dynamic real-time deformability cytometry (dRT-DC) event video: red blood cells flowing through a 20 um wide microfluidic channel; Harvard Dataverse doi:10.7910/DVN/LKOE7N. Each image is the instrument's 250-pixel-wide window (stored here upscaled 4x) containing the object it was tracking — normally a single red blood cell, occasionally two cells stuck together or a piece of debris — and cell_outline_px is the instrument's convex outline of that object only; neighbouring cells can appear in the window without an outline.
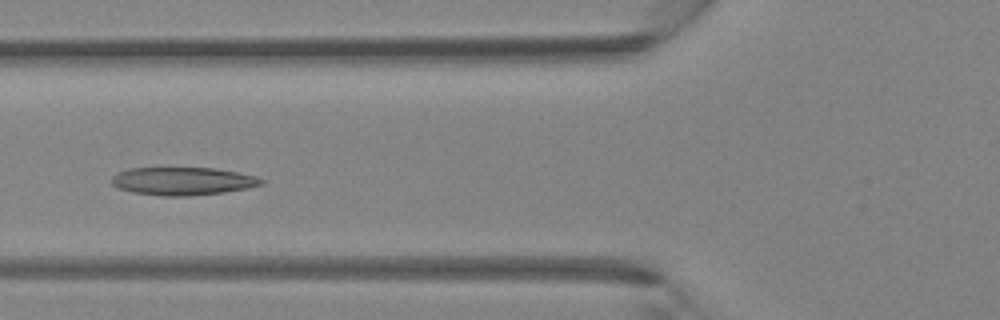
{"species": "Egyptian fruit bat (a non-hibernating species)", "species_latin": "Rousettus aegyptiacus", "temperature_condition": "room temperature", "stored_images_in_passage": 6, "camera_frame_rate_fps": 3000, "um_per_image_px": 0.085, "animal": {"sex": "female"}, "frame": {"image": 1, "passage_image": 5, "time_ms": 1.333, "image_size_px": [1000, 320], "cell_outline_px": [[264, 184], [248, 188], [224, 192], [188, 196], [164, 196], [132, 192], [120, 188], [112, 184], [112, 176], [116, 172], [128, 168], [216, 168], [256, 176], [264, 180]], "centroid_in_image_um": [15.53, 15.39], "position_along_channel_um": 110.3, "area_um2": 24.39}}
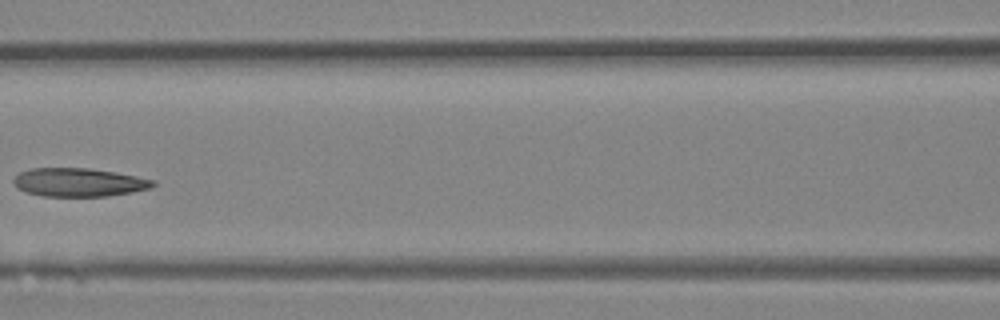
{"frame": {"image": 2, "passage_image": 6, "time_ms": 1.667, "image_size_px": [1000, 320], "cell_outline_px": [[156, 184], [152, 188], [132, 192], [108, 196], [40, 196], [16, 188], [12, 184], [12, 180], [20, 172], [28, 168], [88, 168], [116, 172], [156, 180]], "centroid_in_image_um": [6.7, 15.49], "position_along_channel_um": 159.9, "area_um2": 23.35}}